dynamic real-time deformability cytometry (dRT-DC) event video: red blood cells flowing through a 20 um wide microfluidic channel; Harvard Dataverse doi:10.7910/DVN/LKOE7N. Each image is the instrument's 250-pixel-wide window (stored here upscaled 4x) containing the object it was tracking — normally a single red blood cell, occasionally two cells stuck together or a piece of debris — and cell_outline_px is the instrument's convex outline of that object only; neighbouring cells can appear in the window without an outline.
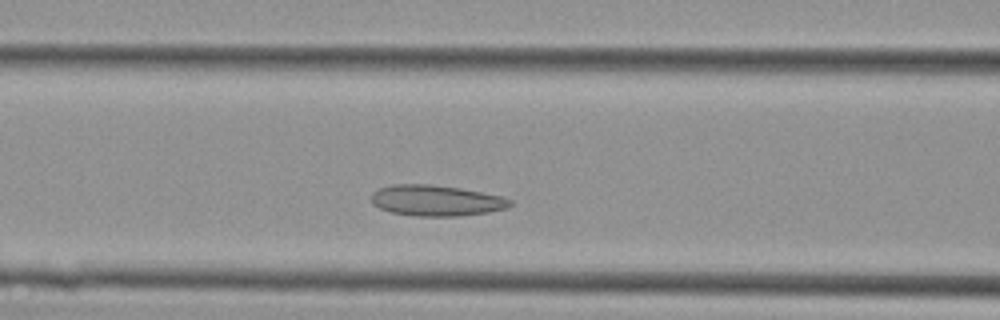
{"species": "Egyptian fruit bat (a non-hibernating species)", "species_latin": "Rousettus aegyptiacus", "temperature_condition": "cold", "stored_images_in_passage": 25, "camera_frame_rate_fps": 3000, "um_per_image_px": 0.085, "animal": {"sex": "female"}, "frame": {"image": 1, "passage_image": 9, "time_ms": 2.667, "image_size_px": [1000, 320], "cell_outline_px": [[512, 204], [508, 208], [488, 212], [460, 216], [416, 216], [392, 212], [380, 208], [372, 204], [372, 192], [380, 188], [392, 184], [428, 184], [460, 188], [500, 196], [512, 200]], "centroid_in_image_um": [37.07, 17.05], "position_along_channel_um": 129.5, "area_um2": 24.85}}
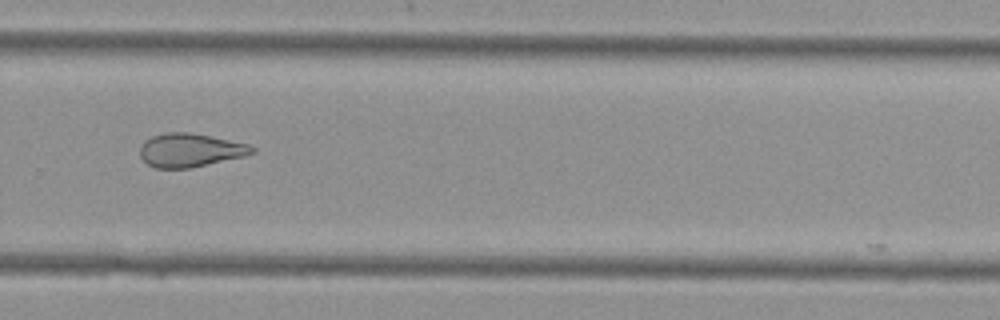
{"frame": {"image": 2, "passage_image": 16, "time_ms": 5.0, "image_size_px": [1000, 320], "cell_outline_px": [[256, 152], [244, 156], [192, 168], [156, 168], [148, 164], [140, 156], [140, 148], [144, 140], [152, 136], [164, 132], [188, 132], [248, 144], [256, 148]], "centroid_in_image_um": [16.15, 12.77], "position_along_channel_um": 313.7, "area_um2": 21.85}}
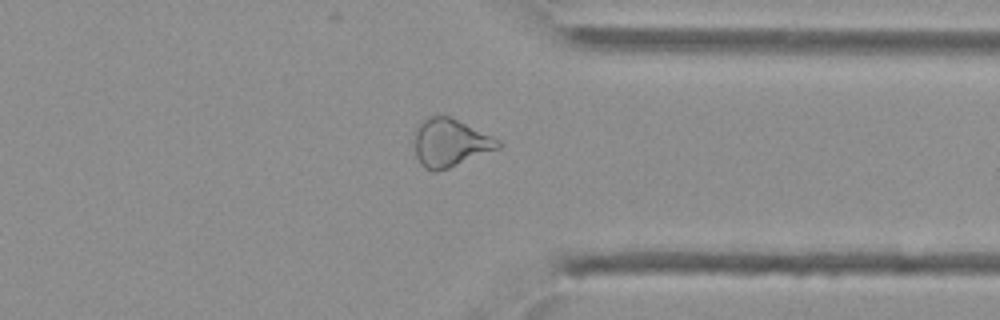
{"frame": {"image": 3, "passage_image": 20, "time_ms": 6.333, "image_size_px": [1000, 320], "cell_outline_px": [[504, 144], [500, 148], [448, 168], [436, 172], [432, 172], [424, 168], [420, 164], [416, 156], [416, 124], [420, 120], [428, 116], [448, 116], [492, 136], [500, 140]], "centroid_in_image_um": [38.26, 12.14], "position_along_channel_um": 373.1, "area_um2": 23.29}}